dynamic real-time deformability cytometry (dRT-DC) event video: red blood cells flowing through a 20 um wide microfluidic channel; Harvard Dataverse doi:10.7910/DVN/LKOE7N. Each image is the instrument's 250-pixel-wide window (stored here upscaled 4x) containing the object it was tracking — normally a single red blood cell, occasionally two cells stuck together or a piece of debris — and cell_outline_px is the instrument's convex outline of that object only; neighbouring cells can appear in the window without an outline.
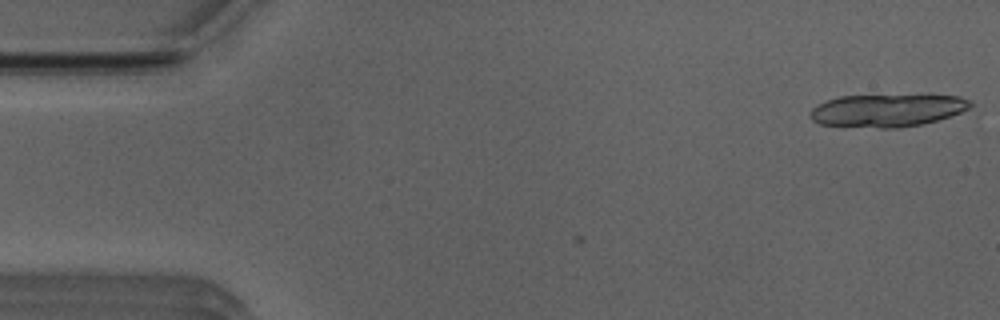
{"species": "Egyptian fruit bat (a non-hibernating species)", "species_latin": "Rousettus aegyptiacus", "temperature_condition": "room temperature", "stored_images_in_passage": 6, "camera_frame_rate_fps": 3000, "um_per_image_px": 0.085, "animal": {"sex": "male"}, "frame": {"image": 1, "passage_image": 1, "time_ms": 0.0, "image_size_px": [1000, 320], "cell_outline_px": [[972, 104], [968, 108], [960, 112], [936, 120], [920, 124], [900, 128], [880, 128], [820, 124], [812, 120], [808, 116], [808, 112], [816, 104], [840, 96], [960, 96], [972, 100]], "centroid_in_image_um": [75.35, 9.39], "position_along_channel_um": 9.6, "area_um2": 30.11}}